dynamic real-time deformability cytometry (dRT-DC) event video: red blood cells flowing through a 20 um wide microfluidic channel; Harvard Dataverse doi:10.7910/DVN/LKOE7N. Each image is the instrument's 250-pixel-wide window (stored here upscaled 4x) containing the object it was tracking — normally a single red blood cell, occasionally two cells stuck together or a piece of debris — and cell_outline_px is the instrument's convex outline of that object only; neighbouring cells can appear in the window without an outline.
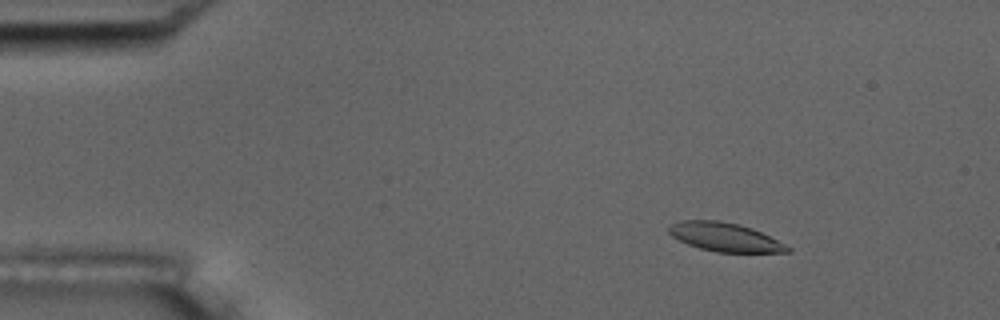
{"species": "common noctule bat (a hibernating species)", "species_latin": "Nyctalus noctula", "temperature_condition": "room temperature", "stored_images_in_passage": 8, "camera_frame_rate_fps": 3000, "um_per_image_px": 0.085, "animal": {"sex": "male", "body_mass_g": 17.5, "forearm_length_mm": 52.3}, "frame": {"image": 1, "passage_image": 3, "time_ms": 0.667, "image_size_px": [1000, 320], "cell_outline_px": [[792, 252], [716, 252], [700, 248], [688, 244], [672, 236], [668, 232], [668, 228], [672, 224], [680, 220], [720, 220], [752, 228], [792, 248]], "centroid_in_image_um": [61.6, 20.15], "position_along_channel_um": 23.4, "area_um2": 19.59}}
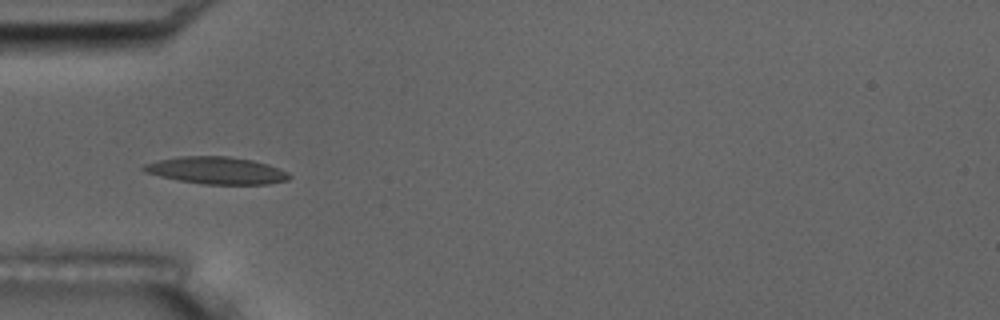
{"frame": {"image": 2, "passage_image": 6, "time_ms": 1.667, "image_size_px": [1000, 320], "cell_outline_px": [[292, 176], [288, 180], [268, 184], [204, 184], [176, 180], [144, 172], [140, 168], [144, 164], [160, 160], [180, 156], [228, 156], [252, 160], [268, 164], [288, 172]], "centroid_in_image_um": [18.4, 14.49], "position_along_channel_um": 66.6, "area_um2": 23.06}}